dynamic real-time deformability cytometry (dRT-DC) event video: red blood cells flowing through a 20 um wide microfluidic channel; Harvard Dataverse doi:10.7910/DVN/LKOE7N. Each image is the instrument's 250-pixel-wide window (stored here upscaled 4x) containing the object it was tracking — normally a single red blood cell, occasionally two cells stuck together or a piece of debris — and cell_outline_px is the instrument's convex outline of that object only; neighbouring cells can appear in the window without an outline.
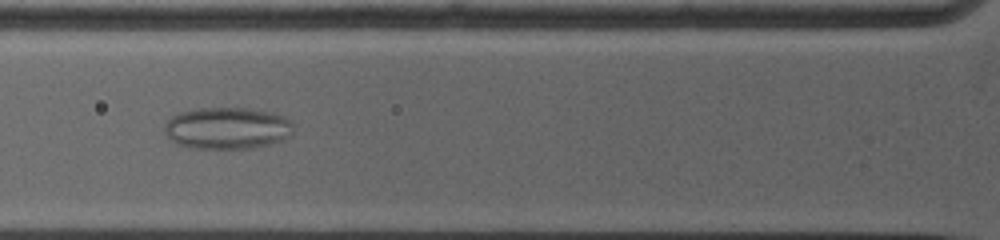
{"species": "common noctule bat (a hibernating species)", "species_latin": "Nyctalus noctula", "temperature_condition": "warm", "stored_images_in_passage": 84, "camera_frame_rate_fps": 5000, "um_per_image_px": 0.085, "animal": {"sex": "female", "body_mass_g": 19.0, "forearm_length_mm": 53.3}, "frame": {"image": 1, "passage_image": 20, "time_ms": 3.8, "image_size_px": [1000, 240], "cell_outline_px": [[292, 136], [284, 140], [252, 148], [192, 148], [176, 144], [164, 132], [164, 124], [172, 116], [180, 112], [196, 108], [248, 108], [272, 112], [284, 116], [292, 124]], "centroid_in_image_um": [19.31, 10.89], "position_along_channel_um": 106.5, "area_um2": 31.56}}
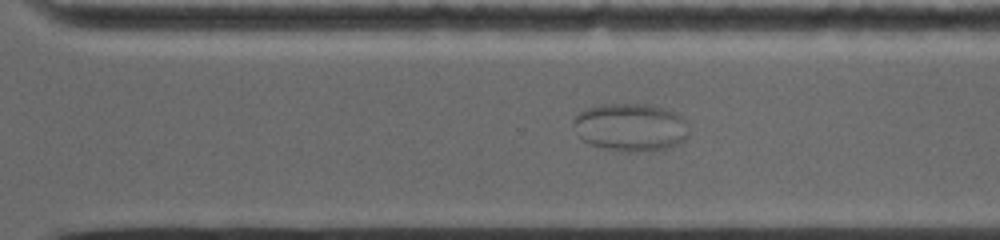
{"frame": {"image": 2, "passage_image": 48, "time_ms": 9.4, "image_size_px": [1000, 240], "cell_outline_px": [[688, 136], [680, 144], [648, 152], [620, 152], [588, 144], [580, 136], [572, 124], [576, 116], [580, 112], [588, 108], [600, 104], [648, 104], [664, 108], [676, 112], [684, 120], [688, 132]], "centroid_in_image_um": [53.61, 10.83], "position_along_channel_um": 317.0, "area_um2": 32.37}}
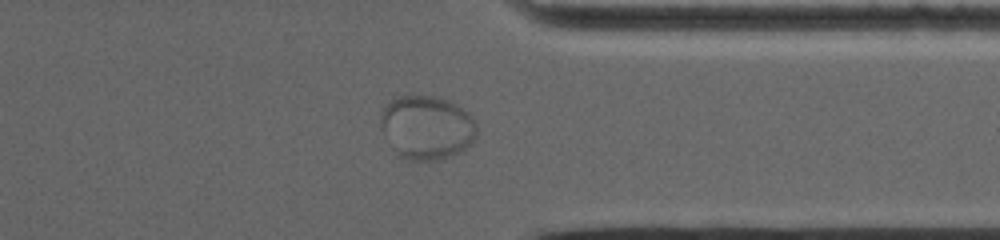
{"frame": {"image": 3, "passage_image": 56, "time_ms": 11.0, "image_size_px": [1000, 240], "cell_outline_px": [[476, 136], [464, 152], [440, 160], [408, 160], [396, 156], [380, 124], [380, 112], [392, 96], [436, 96], [448, 100], [456, 104], [468, 112], [472, 116], [476, 124]], "centroid_in_image_um": [36.27, 10.84], "position_along_channel_um": 375.1, "area_um2": 36.36}}